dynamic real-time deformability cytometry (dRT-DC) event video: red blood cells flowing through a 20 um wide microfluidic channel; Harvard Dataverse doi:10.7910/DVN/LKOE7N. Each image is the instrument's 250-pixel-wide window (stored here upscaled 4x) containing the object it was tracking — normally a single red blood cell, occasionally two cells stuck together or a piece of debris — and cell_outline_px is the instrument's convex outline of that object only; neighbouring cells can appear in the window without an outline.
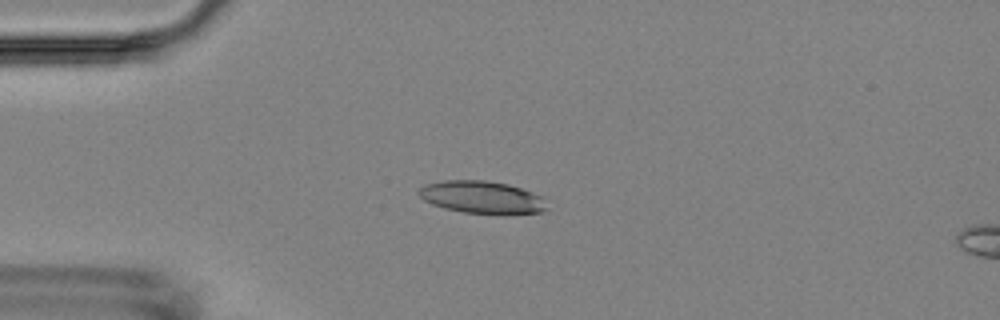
{"species": "Egyptian fruit bat (a non-hibernating species)", "species_latin": "Rousettus aegyptiacus", "temperature_condition": "room temperature", "stored_images_in_passage": 6, "camera_frame_rate_fps": 3000, "um_per_image_px": 0.085, "animal": {"sex": "female"}, "frame": {"image": 1, "passage_image": 2, "time_ms": 1.333, "image_size_px": [1000, 320], "cell_outline_px": [[548, 208], [544, 212], [508, 216], [500, 216], [464, 212], [444, 208], [432, 204], [424, 200], [416, 192], [424, 184], [444, 180], [488, 180], [508, 184], [532, 192], [540, 196]], "centroid_in_image_um": [40.99, 16.8], "position_along_channel_um": 44.0, "area_um2": 24.91}}
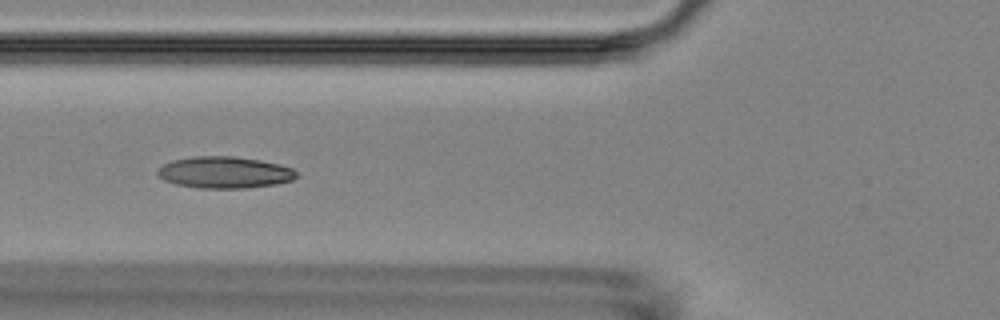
{"frame": {"image": 2, "passage_image": 4, "time_ms": 3.667, "image_size_px": [1000, 320], "cell_outline_px": [[300, 176], [292, 180], [276, 184], [244, 188], [196, 188], [176, 184], [164, 180], [156, 172], [156, 168], [172, 160], [196, 156], [232, 156], [260, 160], [280, 164], [292, 168]], "centroid_in_image_um": [19.09, 14.65], "position_along_channel_um": 106.7, "area_um2": 25.72}}
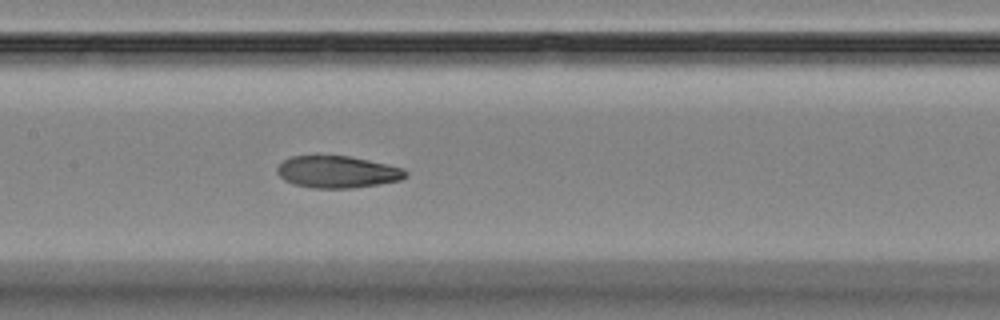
{"frame": {"image": 3, "passage_image": 6, "time_ms": 5.667, "image_size_px": [1000, 320], "cell_outline_px": [[408, 176], [400, 180], [380, 184], [352, 188], [312, 188], [292, 184], [284, 180], [276, 172], [276, 168], [284, 160], [292, 156], [348, 156], [388, 164], [404, 168], [408, 172]], "centroid_in_image_um": [28.69, 14.62], "position_along_channel_um": 178.7, "area_um2": 24.04}}